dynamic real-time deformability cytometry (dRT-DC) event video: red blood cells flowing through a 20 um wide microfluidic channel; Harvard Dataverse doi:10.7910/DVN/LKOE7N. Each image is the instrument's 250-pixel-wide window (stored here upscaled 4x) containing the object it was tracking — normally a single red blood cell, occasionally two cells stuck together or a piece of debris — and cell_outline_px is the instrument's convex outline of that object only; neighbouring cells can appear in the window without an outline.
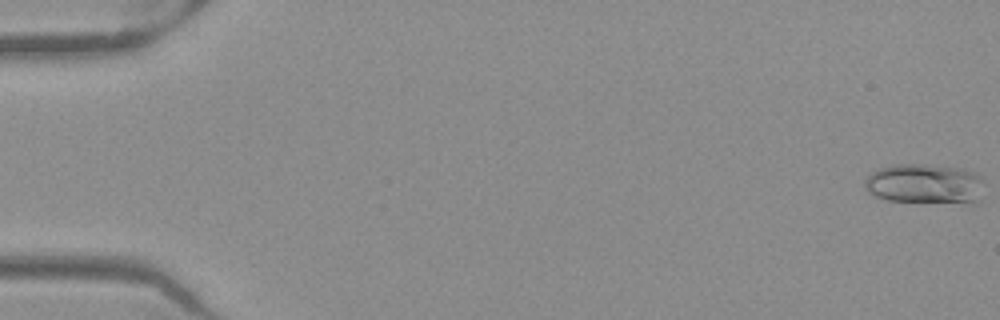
{"species": "Egyptian fruit bat (a non-hibernating species)", "species_latin": "Rousettus aegyptiacus", "temperature_condition": "warm", "stored_images_in_passage": 52, "camera_frame_rate_fps": 3000, "um_per_image_px": 0.085, "frame": {"image": 1, "passage_image": 1, "time_ms": 0.0, "image_size_px": [1000, 320], "cell_outline_px": [[980, 200], [976, 204], [888, 200], [876, 196], [868, 192], [864, 188], [864, 180], [872, 172], [880, 168], [892, 164], [924, 164], [964, 168], [972, 172], [980, 180]], "centroid_in_image_um": [78.57, 15.63], "position_along_channel_um": 6.4, "area_um2": 27.86}}
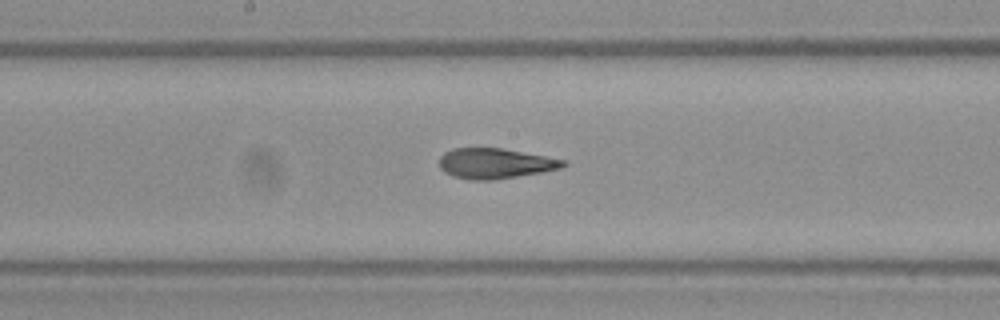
{"frame": {"image": 2, "passage_image": 28, "time_ms": 9.0, "image_size_px": [1000, 320], "cell_outline_px": [[568, 164], [560, 168], [544, 172], [492, 180], [472, 180], [452, 176], [444, 172], [440, 168], [440, 156], [444, 152], [452, 148], [500, 148], [568, 160]], "centroid_in_image_um": [42.09, 13.89], "position_along_channel_um": 206.1, "area_um2": 21.96}}
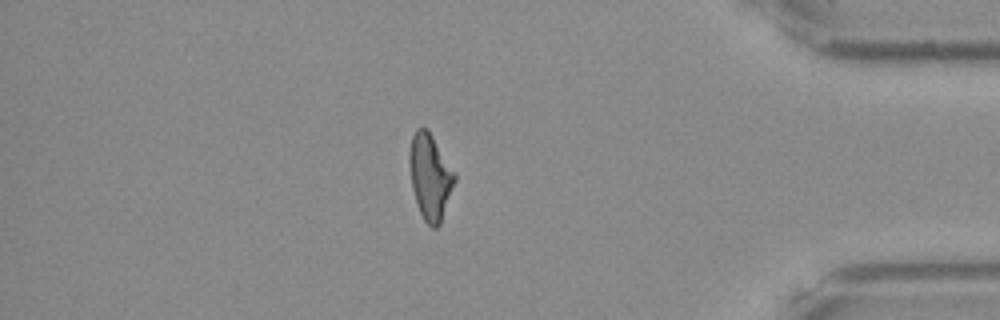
{"frame": {"image": 3, "passage_image": 45, "time_ms": 14.667, "image_size_px": [1000, 320], "cell_outline_px": [[456, 180], [440, 224], [436, 228], [432, 228], [424, 220], [420, 212], [412, 188], [408, 160], [408, 156], [412, 136], [416, 128], [428, 128], [456, 172]], "centroid_in_image_um": [36.57, 14.98], "position_along_channel_um": 398.6, "area_um2": 22.77}, "authors_computed_cell_mechanics": {"area_um2": 22.5998, "velocity_mm_per_s": 3.9938, "shape_relaxation_time_tau1_ms": null, "shape_relaxation_time_tau2_ms": 1.5534, "deformation_change_tau1": null, "deformation_change_tau2": 0.0881}}